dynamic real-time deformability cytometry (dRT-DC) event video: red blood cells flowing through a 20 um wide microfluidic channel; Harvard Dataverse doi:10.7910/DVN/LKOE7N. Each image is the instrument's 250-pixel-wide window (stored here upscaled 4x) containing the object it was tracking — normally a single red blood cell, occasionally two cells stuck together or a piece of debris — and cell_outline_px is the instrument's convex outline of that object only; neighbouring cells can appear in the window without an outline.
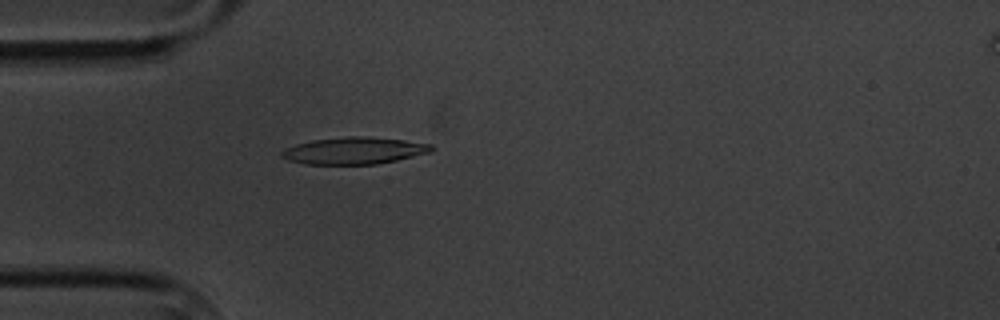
{"species": "common noctule bat (a hibernating species)", "species_latin": "Nyctalus noctula", "temperature_condition": "cold", "stored_images_in_passage": 2, "segment_of_instrument_passage": [1, 2], "camera_frame_rate_fps": 3000, "um_per_image_px": 0.085, "animal": {"sex": "male", "body_mass_g": 20.1, "forearm_length_mm": 53.5}, "frame": {"image": 1, "passage_image": 1, "time_ms": 0.0, "image_size_px": [1000, 320], "cell_outline_px": [[432, 152], [396, 160], [376, 164], [304, 164], [288, 160], [280, 156], [280, 152], [284, 148], [296, 144], [312, 140], [348, 136], [364, 136], [404, 140], [432, 144]], "centroid_in_image_um": [30.07, 12.8], "position_along_channel_um": 54.9, "area_um2": 23.52}}